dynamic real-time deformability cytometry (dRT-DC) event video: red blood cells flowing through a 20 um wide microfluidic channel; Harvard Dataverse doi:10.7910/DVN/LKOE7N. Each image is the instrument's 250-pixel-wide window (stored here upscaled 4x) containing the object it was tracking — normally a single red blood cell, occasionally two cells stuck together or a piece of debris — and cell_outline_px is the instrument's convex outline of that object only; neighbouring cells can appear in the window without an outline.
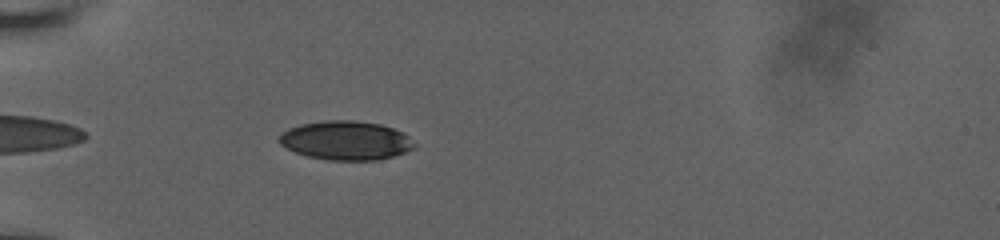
{"species": "human", "species_latin": "Homo sapiens", "temperature_condition": "room temperature", "stored_images_in_passage": 41, "camera_frame_rate_fps": 3000, "um_per_image_px": 0.085, "donor": {"sex": "male"}, "frame": {"image": 1, "passage_image": 4, "time_ms": 1.0, "image_size_px": [1000, 240], "cell_outline_px": [[416, 144], [412, 148], [404, 152], [380, 160], [328, 160], [308, 156], [296, 152], [280, 144], [280, 132], [288, 128], [300, 124], [324, 120], [352, 120], [380, 124], [392, 128], [408, 136]], "centroid_in_image_um": [29.37, 11.93], "position_along_channel_um": 55.6, "area_um2": 30.52}}
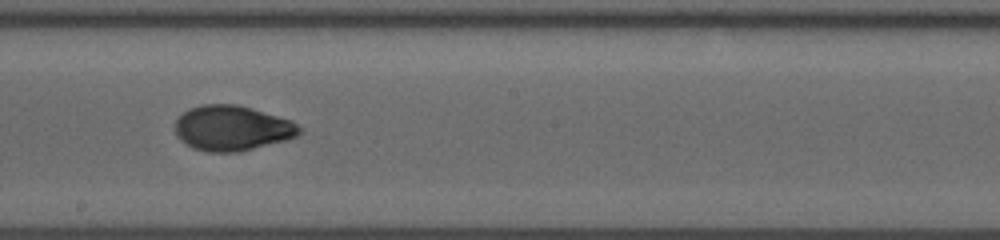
{"frame": {"image": 2, "passage_image": 19, "time_ms": 6.0, "image_size_px": [1000, 240], "cell_outline_px": [[300, 132], [296, 136], [288, 140], [240, 152], [208, 152], [192, 148], [184, 144], [176, 136], [176, 120], [188, 108], [200, 104], [236, 104], [252, 108], [292, 120], [300, 128]], "centroid_in_image_um": [19.71, 10.9], "position_along_channel_um": 228.5, "area_um2": 33.0}}
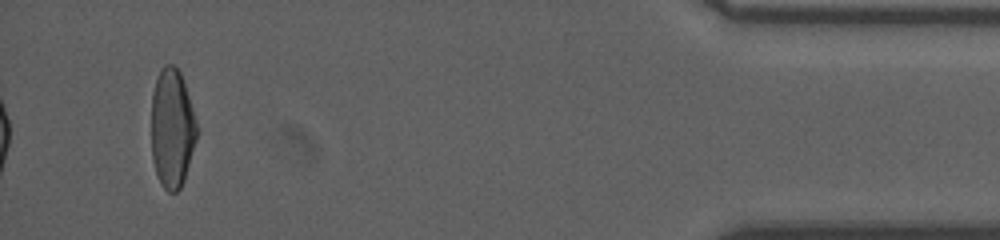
{"frame": {"image": 3, "passage_image": 39, "time_ms": 12.667, "image_size_px": [1000, 240], "cell_outline_px": [[196, 140], [184, 180], [180, 188], [176, 192], [168, 192], [160, 184], [152, 160], [152, 92], [156, 76], [160, 68], [164, 64], [172, 64], [180, 72], [196, 120]], "centroid_in_image_um": [14.6, 10.9], "position_along_channel_um": 420.6, "area_um2": 31.44}, "authors_computed_cell_mechanics": {"area_um2": 32.1946, "velocity_mm_per_s": 3.8265, "shape_relaxation_time_tau1_ms": 6.0164, "shape_relaxation_time_tau2_ms": 1.554, "deformation_change_tau1": 0.2005, "deformation_change_tau2": 0.05}}